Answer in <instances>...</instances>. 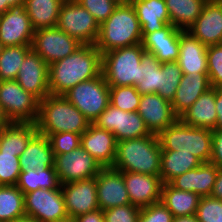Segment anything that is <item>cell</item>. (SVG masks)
<instances>
[{
  "instance_id": "6da1fadb",
  "label": "cell",
  "mask_w": 222,
  "mask_h": 222,
  "mask_svg": "<svg viewBox=\"0 0 222 222\" xmlns=\"http://www.w3.org/2000/svg\"><path fill=\"white\" fill-rule=\"evenodd\" d=\"M102 74V54L95 45H82L68 57L49 65V92L63 95L80 82Z\"/></svg>"
},
{
  "instance_id": "7a4b0ae2",
  "label": "cell",
  "mask_w": 222,
  "mask_h": 222,
  "mask_svg": "<svg viewBox=\"0 0 222 222\" xmlns=\"http://www.w3.org/2000/svg\"><path fill=\"white\" fill-rule=\"evenodd\" d=\"M39 134L49 136L61 132L83 134L91 122L63 95H47L39 103L35 122Z\"/></svg>"
},
{
  "instance_id": "3957f363",
  "label": "cell",
  "mask_w": 222,
  "mask_h": 222,
  "mask_svg": "<svg viewBox=\"0 0 222 222\" xmlns=\"http://www.w3.org/2000/svg\"><path fill=\"white\" fill-rule=\"evenodd\" d=\"M161 153L156 134L118 141L112 168L120 172L160 175Z\"/></svg>"
},
{
  "instance_id": "277c9868",
  "label": "cell",
  "mask_w": 222,
  "mask_h": 222,
  "mask_svg": "<svg viewBox=\"0 0 222 222\" xmlns=\"http://www.w3.org/2000/svg\"><path fill=\"white\" fill-rule=\"evenodd\" d=\"M142 42V29L133 5L119 3L113 13L100 24L94 44L101 54Z\"/></svg>"
},
{
  "instance_id": "5b68a950",
  "label": "cell",
  "mask_w": 222,
  "mask_h": 222,
  "mask_svg": "<svg viewBox=\"0 0 222 222\" xmlns=\"http://www.w3.org/2000/svg\"><path fill=\"white\" fill-rule=\"evenodd\" d=\"M162 151L191 153L202 163L212 155V130L197 128L183 123L179 118L158 135Z\"/></svg>"
},
{
  "instance_id": "8992f818",
  "label": "cell",
  "mask_w": 222,
  "mask_h": 222,
  "mask_svg": "<svg viewBox=\"0 0 222 222\" xmlns=\"http://www.w3.org/2000/svg\"><path fill=\"white\" fill-rule=\"evenodd\" d=\"M142 44L117 48L102 54V74L111 86H134L138 81Z\"/></svg>"
},
{
  "instance_id": "52a82bcc",
  "label": "cell",
  "mask_w": 222,
  "mask_h": 222,
  "mask_svg": "<svg viewBox=\"0 0 222 222\" xmlns=\"http://www.w3.org/2000/svg\"><path fill=\"white\" fill-rule=\"evenodd\" d=\"M109 90L110 87L101 74L93 79L78 83L63 96L93 123L110 104Z\"/></svg>"
},
{
  "instance_id": "ba28073f",
  "label": "cell",
  "mask_w": 222,
  "mask_h": 222,
  "mask_svg": "<svg viewBox=\"0 0 222 222\" xmlns=\"http://www.w3.org/2000/svg\"><path fill=\"white\" fill-rule=\"evenodd\" d=\"M40 100L16 80L0 81V105L10 122L35 123Z\"/></svg>"
},
{
  "instance_id": "9c48e42d",
  "label": "cell",
  "mask_w": 222,
  "mask_h": 222,
  "mask_svg": "<svg viewBox=\"0 0 222 222\" xmlns=\"http://www.w3.org/2000/svg\"><path fill=\"white\" fill-rule=\"evenodd\" d=\"M56 27L83 45H94L100 25L76 0H65L60 8Z\"/></svg>"
},
{
  "instance_id": "30bf717a",
  "label": "cell",
  "mask_w": 222,
  "mask_h": 222,
  "mask_svg": "<svg viewBox=\"0 0 222 222\" xmlns=\"http://www.w3.org/2000/svg\"><path fill=\"white\" fill-rule=\"evenodd\" d=\"M92 124L113 133L117 142L151 134L138 112L123 111L111 104Z\"/></svg>"
},
{
  "instance_id": "8fae6325",
  "label": "cell",
  "mask_w": 222,
  "mask_h": 222,
  "mask_svg": "<svg viewBox=\"0 0 222 222\" xmlns=\"http://www.w3.org/2000/svg\"><path fill=\"white\" fill-rule=\"evenodd\" d=\"M25 214L39 222H58L67 218L61 185L57 189H37L24 194Z\"/></svg>"
},
{
  "instance_id": "7c38bea8",
  "label": "cell",
  "mask_w": 222,
  "mask_h": 222,
  "mask_svg": "<svg viewBox=\"0 0 222 222\" xmlns=\"http://www.w3.org/2000/svg\"><path fill=\"white\" fill-rule=\"evenodd\" d=\"M54 156V167L61 185L94 178L103 169L81 146L69 153Z\"/></svg>"
},
{
  "instance_id": "4fadbf2b",
  "label": "cell",
  "mask_w": 222,
  "mask_h": 222,
  "mask_svg": "<svg viewBox=\"0 0 222 222\" xmlns=\"http://www.w3.org/2000/svg\"><path fill=\"white\" fill-rule=\"evenodd\" d=\"M82 45L64 31L52 27L34 31L32 49L50 65L68 57Z\"/></svg>"
},
{
  "instance_id": "5bb4252c",
  "label": "cell",
  "mask_w": 222,
  "mask_h": 222,
  "mask_svg": "<svg viewBox=\"0 0 222 222\" xmlns=\"http://www.w3.org/2000/svg\"><path fill=\"white\" fill-rule=\"evenodd\" d=\"M34 29L25 4L15 5L0 15V42L4 47L32 45Z\"/></svg>"
},
{
  "instance_id": "9a60e30c",
  "label": "cell",
  "mask_w": 222,
  "mask_h": 222,
  "mask_svg": "<svg viewBox=\"0 0 222 222\" xmlns=\"http://www.w3.org/2000/svg\"><path fill=\"white\" fill-rule=\"evenodd\" d=\"M68 217L99 209L96 177L61 185Z\"/></svg>"
},
{
  "instance_id": "2e32d148",
  "label": "cell",
  "mask_w": 222,
  "mask_h": 222,
  "mask_svg": "<svg viewBox=\"0 0 222 222\" xmlns=\"http://www.w3.org/2000/svg\"><path fill=\"white\" fill-rule=\"evenodd\" d=\"M48 70L49 65L31 49L20 65L15 80L25 91L42 100L50 94Z\"/></svg>"
},
{
  "instance_id": "e0dca14e",
  "label": "cell",
  "mask_w": 222,
  "mask_h": 222,
  "mask_svg": "<svg viewBox=\"0 0 222 222\" xmlns=\"http://www.w3.org/2000/svg\"><path fill=\"white\" fill-rule=\"evenodd\" d=\"M137 112L149 132L156 135L178 119L173 112L172 103L158 93L142 95Z\"/></svg>"
},
{
  "instance_id": "ac0fdd59",
  "label": "cell",
  "mask_w": 222,
  "mask_h": 222,
  "mask_svg": "<svg viewBox=\"0 0 222 222\" xmlns=\"http://www.w3.org/2000/svg\"><path fill=\"white\" fill-rule=\"evenodd\" d=\"M187 31L206 46L222 44V1L207 0Z\"/></svg>"
},
{
  "instance_id": "d6986e66",
  "label": "cell",
  "mask_w": 222,
  "mask_h": 222,
  "mask_svg": "<svg viewBox=\"0 0 222 222\" xmlns=\"http://www.w3.org/2000/svg\"><path fill=\"white\" fill-rule=\"evenodd\" d=\"M125 187L132 205L139 208L161 201L160 175L122 172Z\"/></svg>"
},
{
  "instance_id": "ffe728a7",
  "label": "cell",
  "mask_w": 222,
  "mask_h": 222,
  "mask_svg": "<svg viewBox=\"0 0 222 222\" xmlns=\"http://www.w3.org/2000/svg\"><path fill=\"white\" fill-rule=\"evenodd\" d=\"M96 182L100 210L131 204L122 172L105 167L96 176Z\"/></svg>"
},
{
  "instance_id": "44dd1931",
  "label": "cell",
  "mask_w": 222,
  "mask_h": 222,
  "mask_svg": "<svg viewBox=\"0 0 222 222\" xmlns=\"http://www.w3.org/2000/svg\"><path fill=\"white\" fill-rule=\"evenodd\" d=\"M181 29L167 24L153 33H142V47L154 54L161 63L177 61L179 58V36Z\"/></svg>"
},
{
  "instance_id": "7402d4cb",
  "label": "cell",
  "mask_w": 222,
  "mask_h": 222,
  "mask_svg": "<svg viewBox=\"0 0 222 222\" xmlns=\"http://www.w3.org/2000/svg\"><path fill=\"white\" fill-rule=\"evenodd\" d=\"M80 146L103 168L113 166L117 147V140L113 133L97 128L91 123L81 135Z\"/></svg>"
},
{
  "instance_id": "603a6c76",
  "label": "cell",
  "mask_w": 222,
  "mask_h": 222,
  "mask_svg": "<svg viewBox=\"0 0 222 222\" xmlns=\"http://www.w3.org/2000/svg\"><path fill=\"white\" fill-rule=\"evenodd\" d=\"M217 173L218 167L215 164L201 163L197 168L175 177L169 184L179 190L194 192L200 197L210 196Z\"/></svg>"
},
{
  "instance_id": "cb8c5ba5",
  "label": "cell",
  "mask_w": 222,
  "mask_h": 222,
  "mask_svg": "<svg viewBox=\"0 0 222 222\" xmlns=\"http://www.w3.org/2000/svg\"><path fill=\"white\" fill-rule=\"evenodd\" d=\"M208 73H183L172 108L179 118L205 92L211 89Z\"/></svg>"
},
{
  "instance_id": "d4e9b609",
  "label": "cell",
  "mask_w": 222,
  "mask_h": 222,
  "mask_svg": "<svg viewBox=\"0 0 222 222\" xmlns=\"http://www.w3.org/2000/svg\"><path fill=\"white\" fill-rule=\"evenodd\" d=\"M177 63L183 73H208L207 46L189 31L181 30Z\"/></svg>"
},
{
  "instance_id": "484cf974",
  "label": "cell",
  "mask_w": 222,
  "mask_h": 222,
  "mask_svg": "<svg viewBox=\"0 0 222 222\" xmlns=\"http://www.w3.org/2000/svg\"><path fill=\"white\" fill-rule=\"evenodd\" d=\"M139 20L142 33H153L171 24L165 0H129Z\"/></svg>"
},
{
  "instance_id": "4316f807",
  "label": "cell",
  "mask_w": 222,
  "mask_h": 222,
  "mask_svg": "<svg viewBox=\"0 0 222 222\" xmlns=\"http://www.w3.org/2000/svg\"><path fill=\"white\" fill-rule=\"evenodd\" d=\"M179 119L189 126L216 130L215 88L202 94Z\"/></svg>"
},
{
  "instance_id": "83f0119b",
  "label": "cell",
  "mask_w": 222,
  "mask_h": 222,
  "mask_svg": "<svg viewBox=\"0 0 222 222\" xmlns=\"http://www.w3.org/2000/svg\"><path fill=\"white\" fill-rule=\"evenodd\" d=\"M55 156L47 136L37 133L19 156L21 171L54 167Z\"/></svg>"
},
{
  "instance_id": "f1b7e54d",
  "label": "cell",
  "mask_w": 222,
  "mask_h": 222,
  "mask_svg": "<svg viewBox=\"0 0 222 222\" xmlns=\"http://www.w3.org/2000/svg\"><path fill=\"white\" fill-rule=\"evenodd\" d=\"M200 198L194 192L176 189L169 183L162 185L161 202L174 218L195 215Z\"/></svg>"
},
{
  "instance_id": "f546056e",
  "label": "cell",
  "mask_w": 222,
  "mask_h": 222,
  "mask_svg": "<svg viewBox=\"0 0 222 222\" xmlns=\"http://www.w3.org/2000/svg\"><path fill=\"white\" fill-rule=\"evenodd\" d=\"M37 133L35 123L11 122L2 128L0 152L16 154L19 157Z\"/></svg>"
},
{
  "instance_id": "4dcf8cb0",
  "label": "cell",
  "mask_w": 222,
  "mask_h": 222,
  "mask_svg": "<svg viewBox=\"0 0 222 222\" xmlns=\"http://www.w3.org/2000/svg\"><path fill=\"white\" fill-rule=\"evenodd\" d=\"M65 0H25V10L34 31L56 27Z\"/></svg>"
},
{
  "instance_id": "1f68e13d",
  "label": "cell",
  "mask_w": 222,
  "mask_h": 222,
  "mask_svg": "<svg viewBox=\"0 0 222 222\" xmlns=\"http://www.w3.org/2000/svg\"><path fill=\"white\" fill-rule=\"evenodd\" d=\"M202 162L193 154L181 151H162L160 178L163 184L181 174L197 168Z\"/></svg>"
},
{
  "instance_id": "d6a6232c",
  "label": "cell",
  "mask_w": 222,
  "mask_h": 222,
  "mask_svg": "<svg viewBox=\"0 0 222 222\" xmlns=\"http://www.w3.org/2000/svg\"><path fill=\"white\" fill-rule=\"evenodd\" d=\"M170 22L176 28L187 30L199 17L207 0H165Z\"/></svg>"
},
{
  "instance_id": "836d02e7",
  "label": "cell",
  "mask_w": 222,
  "mask_h": 222,
  "mask_svg": "<svg viewBox=\"0 0 222 222\" xmlns=\"http://www.w3.org/2000/svg\"><path fill=\"white\" fill-rule=\"evenodd\" d=\"M60 185L55 167L21 171L16 184L24 194L37 189H57Z\"/></svg>"
},
{
  "instance_id": "e575fe53",
  "label": "cell",
  "mask_w": 222,
  "mask_h": 222,
  "mask_svg": "<svg viewBox=\"0 0 222 222\" xmlns=\"http://www.w3.org/2000/svg\"><path fill=\"white\" fill-rule=\"evenodd\" d=\"M161 64L154 54L147 51L142 54L138 81L134 85L141 95L158 93Z\"/></svg>"
},
{
  "instance_id": "d590c367",
  "label": "cell",
  "mask_w": 222,
  "mask_h": 222,
  "mask_svg": "<svg viewBox=\"0 0 222 222\" xmlns=\"http://www.w3.org/2000/svg\"><path fill=\"white\" fill-rule=\"evenodd\" d=\"M25 215L24 193L16 185H0V221L12 222Z\"/></svg>"
},
{
  "instance_id": "8d00e7d4",
  "label": "cell",
  "mask_w": 222,
  "mask_h": 222,
  "mask_svg": "<svg viewBox=\"0 0 222 222\" xmlns=\"http://www.w3.org/2000/svg\"><path fill=\"white\" fill-rule=\"evenodd\" d=\"M32 45L4 47L0 55V81L15 80Z\"/></svg>"
},
{
  "instance_id": "74e56055",
  "label": "cell",
  "mask_w": 222,
  "mask_h": 222,
  "mask_svg": "<svg viewBox=\"0 0 222 222\" xmlns=\"http://www.w3.org/2000/svg\"><path fill=\"white\" fill-rule=\"evenodd\" d=\"M182 76L183 72L177 61L162 63L158 94L163 99L172 102Z\"/></svg>"
},
{
  "instance_id": "f35d334b",
  "label": "cell",
  "mask_w": 222,
  "mask_h": 222,
  "mask_svg": "<svg viewBox=\"0 0 222 222\" xmlns=\"http://www.w3.org/2000/svg\"><path fill=\"white\" fill-rule=\"evenodd\" d=\"M110 104L114 107L128 112H137L141 94L135 86H111Z\"/></svg>"
},
{
  "instance_id": "ab89813d",
  "label": "cell",
  "mask_w": 222,
  "mask_h": 222,
  "mask_svg": "<svg viewBox=\"0 0 222 222\" xmlns=\"http://www.w3.org/2000/svg\"><path fill=\"white\" fill-rule=\"evenodd\" d=\"M207 68L212 88H222V44L207 46Z\"/></svg>"
},
{
  "instance_id": "60d3db41",
  "label": "cell",
  "mask_w": 222,
  "mask_h": 222,
  "mask_svg": "<svg viewBox=\"0 0 222 222\" xmlns=\"http://www.w3.org/2000/svg\"><path fill=\"white\" fill-rule=\"evenodd\" d=\"M20 173L19 157L0 152V185H16Z\"/></svg>"
},
{
  "instance_id": "b9f144b4",
  "label": "cell",
  "mask_w": 222,
  "mask_h": 222,
  "mask_svg": "<svg viewBox=\"0 0 222 222\" xmlns=\"http://www.w3.org/2000/svg\"><path fill=\"white\" fill-rule=\"evenodd\" d=\"M195 216L199 222H222V200L212 196L201 197Z\"/></svg>"
},
{
  "instance_id": "7bdbcfd3",
  "label": "cell",
  "mask_w": 222,
  "mask_h": 222,
  "mask_svg": "<svg viewBox=\"0 0 222 222\" xmlns=\"http://www.w3.org/2000/svg\"><path fill=\"white\" fill-rule=\"evenodd\" d=\"M54 155L69 153L77 149L81 143V134L61 132L50 134L48 137Z\"/></svg>"
},
{
  "instance_id": "ee69618b",
  "label": "cell",
  "mask_w": 222,
  "mask_h": 222,
  "mask_svg": "<svg viewBox=\"0 0 222 222\" xmlns=\"http://www.w3.org/2000/svg\"><path fill=\"white\" fill-rule=\"evenodd\" d=\"M76 2L87 9L99 25L107 20L120 3L118 0H76Z\"/></svg>"
},
{
  "instance_id": "f6af8a7d",
  "label": "cell",
  "mask_w": 222,
  "mask_h": 222,
  "mask_svg": "<svg viewBox=\"0 0 222 222\" xmlns=\"http://www.w3.org/2000/svg\"><path fill=\"white\" fill-rule=\"evenodd\" d=\"M141 208L127 204L103 210L105 222H137Z\"/></svg>"
},
{
  "instance_id": "bcb514c9",
  "label": "cell",
  "mask_w": 222,
  "mask_h": 222,
  "mask_svg": "<svg viewBox=\"0 0 222 222\" xmlns=\"http://www.w3.org/2000/svg\"><path fill=\"white\" fill-rule=\"evenodd\" d=\"M173 214L160 201L141 208L137 222H173Z\"/></svg>"
},
{
  "instance_id": "7dc6e473",
  "label": "cell",
  "mask_w": 222,
  "mask_h": 222,
  "mask_svg": "<svg viewBox=\"0 0 222 222\" xmlns=\"http://www.w3.org/2000/svg\"><path fill=\"white\" fill-rule=\"evenodd\" d=\"M209 162L222 168V129L212 130V155Z\"/></svg>"
},
{
  "instance_id": "c3c4849f",
  "label": "cell",
  "mask_w": 222,
  "mask_h": 222,
  "mask_svg": "<svg viewBox=\"0 0 222 222\" xmlns=\"http://www.w3.org/2000/svg\"><path fill=\"white\" fill-rule=\"evenodd\" d=\"M75 219L77 220V222H105L103 211L100 209L79 215Z\"/></svg>"
},
{
  "instance_id": "681fc988",
  "label": "cell",
  "mask_w": 222,
  "mask_h": 222,
  "mask_svg": "<svg viewBox=\"0 0 222 222\" xmlns=\"http://www.w3.org/2000/svg\"><path fill=\"white\" fill-rule=\"evenodd\" d=\"M216 129H222V88H215Z\"/></svg>"
},
{
  "instance_id": "f907efd6",
  "label": "cell",
  "mask_w": 222,
  "mask_h": 222,
  "mask_svg": "<svg viewBox=\"0 0 222 222\" xmlns=\"http://www.w3.org/2000/svg\"><path fill=\"white\" fill-rule=\"evenodd\" d=\"M210 196L222 200V168H218L215 185Z\"/></svg>"
},
{
  "instance_id": "816d5d0a",
  "label": "cell",
  "mask_w": 222,
  "mask_h": 222,
  "mask_svg": "<svg viewBox=\"0 0 222 222\" xmlns=\"http://www.w3.org/2000/svg\"><path fill=\"white\" fill-rule=\"evenodd\" d=\"M11 122L6 117L4 110L2 109V106L0 105V128H4L8 126Z\"/></svg>"
},
{
  "instance_id": "f5cc1de1",
  "label": "cell",
  "mask_w": 222,
  "mask_h": 222,
  "mask_svg": "<svg viewBox=\"0 0 222 222\" xmlns=\"http://www.w3.org/2000/svg\"><path fill=\"white\" fill-rule=\"evenodd\" d=\"M173 222H199L195 215L175 217Z\"/></svg>"
},
{
  "instance_id": "db71d44e",
  "label": "cell",
  "mask_w": 222,
  "mask_h": 222,
  "mask_svg": "<svg viewBox=\"0 0 222 222\" xmlns=\"http://www.w3.org/2000/svg\"><path fill=\"white\" fill-rule=\"evenodd\" d=\"M12 222H39L38 220H36L34 217H30V216H23L20 217L19 219H15Z\"/></svg>"
},
{
  "instance_id": "11a10c76",
  "label": "cell",
  "mask_w": 222,
  "mask_h": 222,
  "mask_svg": "<svg viewBox=\"0 0 222 222\" xmlns=\"http://www.w3.org/2000/svg\"><path fill=\"white\" fill-rule=\"evenodd\" d=\"M8 0H0V15L9 10Z\"/></svg>"
},
{
  "instance_id": "9f6ffc18",
  "label": "cell",
  "mask_w": 222,
  "mask_h": 222,
  "mask_svg": "<svg viewBox=\"0 0 222 222\" xmlns=\"http://www.w3.org/2000/svg\"><path fill=\"white\" fill-rule=\"evenodd\" d=\"M20 4H25V0H8L9 7L20 5Z\"/></svg>"
},
{
  "instance_id": "6f0895ef",
  "label": "cell",
  "mask_w": 222,
  "mask_h": 222,
  "mask_svg": "<svg viewBox=\"0 0 222 222\" xmlns=\"http://www.w3.org/2000/svg\"><path fill=\"white\" fill-rule=\"evenodd\" d=\"M58 222H77V220L74 217H67V218L61 219Z\"/></svg>"
},
{
  "instance_id": "680465c9",
  "label": "cell",
  "mask_w": 222,
  "mask_h": 222,
  "mask_svg": "<svg viewBox=\"0 0 222 222\" xmlns=\"http://www.w3.org/2000/svg\"><path fill=\"white\" fill-rule=\"evenodd\" d=\"M3 48H4V46H3V44L0 42V55H1V53H2Z\"/></svg>"
},
{
  "instance_id": "91938a15",
  "label": "cell",
  "mask_w": 222,
  "mask_h": 222,
  "mask_svg": "<svg viewBox=\"0 0 222 222\" xmlns=\"http://www.w3.org/2000/svg\"><path fill=\"white\" fill-rule=\"evenodd\" d=\"M1 139H2V128H0V144H1Z\"/></svg>"
},
{
  "instance_id": "94428289",
  "label": "cell",
  "mask_w": 222,
  "mask_h": 222,
  "mask_svg": "<svg viewBox=\"0 0 222 222\" xmlns=\"http://www.w3.org/2000/svg\"><path fill=\"white\" fill-rule=\"evenodd\" d=\"M120 3L128 2L129 0H118Z\"/></svg>"
}]
</instances>
